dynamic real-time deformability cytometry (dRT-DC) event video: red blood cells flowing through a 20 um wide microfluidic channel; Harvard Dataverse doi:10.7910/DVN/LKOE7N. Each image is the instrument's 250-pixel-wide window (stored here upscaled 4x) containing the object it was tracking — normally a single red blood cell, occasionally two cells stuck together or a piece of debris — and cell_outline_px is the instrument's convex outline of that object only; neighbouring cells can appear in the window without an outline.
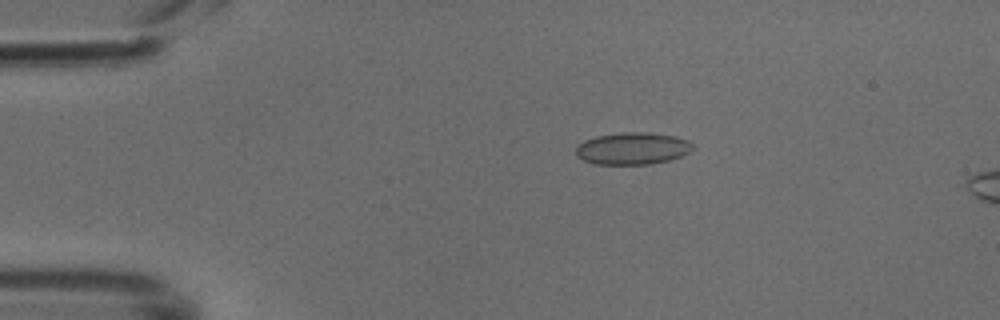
{"species": "common noctule bat (a hibernating species)", "species_latin": "Nyctalus noctula", "temperature_condition": "cold", "stored_images_in_passage": 49, "camera_frame_rate_fps": 3000, "um_per_image_px": 0.085, "animal": {"sex": "male", "body_mass_g": 18.8}, "frame": {"image": 1, "passage_image": 10, "time_ms": 3.0, "image_size_px": [1000, 320], "cell_outline_px": [[692, 148], [688, 152], [680, 156], [668, 160], [648, 164], [596, 164], [584, 160], [576, 156], [576, 148], [584, 140], [596, 136], [624, 132], [648, 132], [676, 136], [688, 140], [692, 144]], "centroid_in_image_um": [53.75, 12.61], "position_along_channel_um": 31.3, "area_um2": 21.68}}
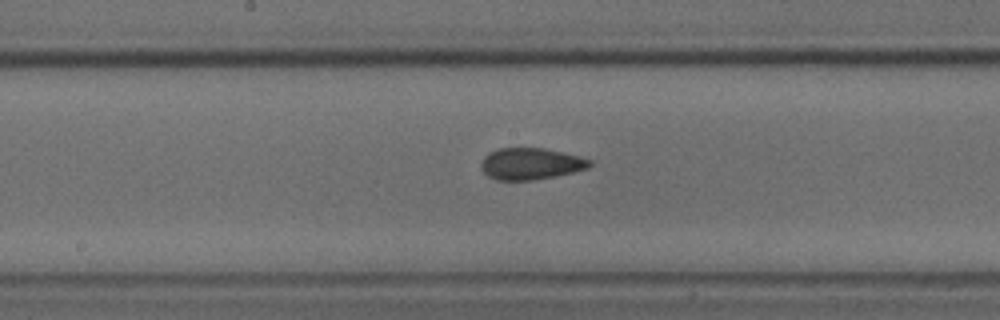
{"frame": {"image": 2, "passage_image": 26, "time_ms": 8.333, "image_size_px": [1000, 320], "cell_outline_px": [[592, 164], [588, 168], [556, 176], [532, 180], [496, 180], [488, 176], [480, 168], [480, 164], [484, 156], [488, 152], [500, 148], [544, 148], [580, 156], [592, 160]], "centroid_in_image_um": [45.1, 13.92], "position_along_channel_um": 203.1, "area_um2": 20.11}}
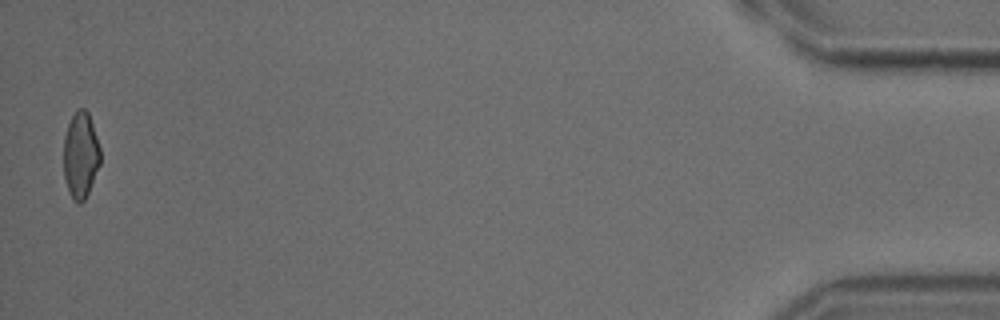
{"frame": {"image": 3, "passage_image": 49, "time_ms": 16.0, "image_size_px": [1000, 320], "cell_outline_px": [[100, 164], [88, 192], [84, 200], [80, 204], [76, 204], [72, 200], [64, 176], [64, 136], [68, 124], [72, 116], [80, 108], [84, 108], [88, 112], [100, 148]], "centroid_in_image_um": [6.85, 13.21], "position_along_channel_um": 428.4, "area_um2": 18.26}}